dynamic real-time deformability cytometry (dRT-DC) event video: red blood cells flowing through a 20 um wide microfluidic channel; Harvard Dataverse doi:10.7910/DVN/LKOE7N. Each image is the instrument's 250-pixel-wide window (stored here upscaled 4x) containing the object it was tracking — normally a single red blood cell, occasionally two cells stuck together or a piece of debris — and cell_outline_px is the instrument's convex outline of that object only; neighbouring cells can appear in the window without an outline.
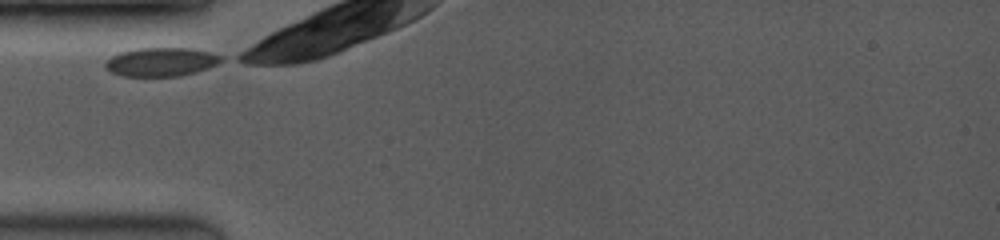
{"species": "common noctule bat (a hibernating species)", "species_latin": "Nyctalus noctula", "temperature_condition": "room temperature", "stored_images_in_passage": 9, "camera_frame_rate_fps": 3500, "um_per_image_px": 0.085, "animal": {"sex": "female", "body_mass_g": 19.0, "forearm_length_mm": 53.3}, "frame": {"image": 1, "passage_image": 1, "time_ms": 0.0, "image_size_px": [1000, 240], "cell_outline_px": [[224, 60], [208, 68], [196, 72], [180, 76], [124, 76], [112, 72], [104, 64], [104, 60], [120, 52], [136, 48], [192, 48], [224, 56]], "centroid_in_image_um": [13.71, 5.25], "position_along_channel_um": 71.3, "area_um2": 19.42}}
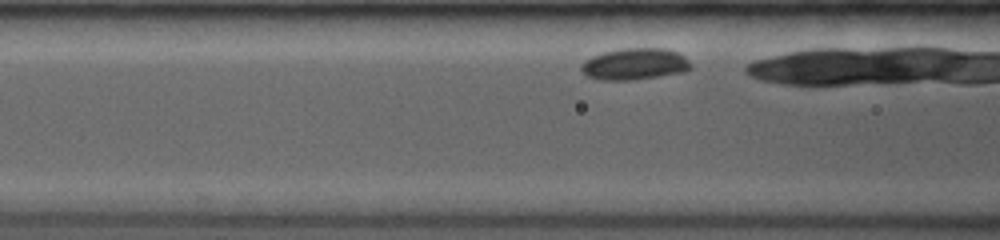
{"frame": {"image": 2, "passage_image": 7, "time_ms": 1.143, "image_size_px": [1000, 240], "cell_outline_px": [[692, 68], [684, 72], [632, 80], [600, 80], [588, 76], [580, 68], [580, 64], [584, 60], [600, 52], [620, 48], [664, 48], [680, 52], [692, 64]], "centroid_in_image_um": [53.95, 5.43], "position_along_channel_um": 112.6, "area_um2": 20.46}}